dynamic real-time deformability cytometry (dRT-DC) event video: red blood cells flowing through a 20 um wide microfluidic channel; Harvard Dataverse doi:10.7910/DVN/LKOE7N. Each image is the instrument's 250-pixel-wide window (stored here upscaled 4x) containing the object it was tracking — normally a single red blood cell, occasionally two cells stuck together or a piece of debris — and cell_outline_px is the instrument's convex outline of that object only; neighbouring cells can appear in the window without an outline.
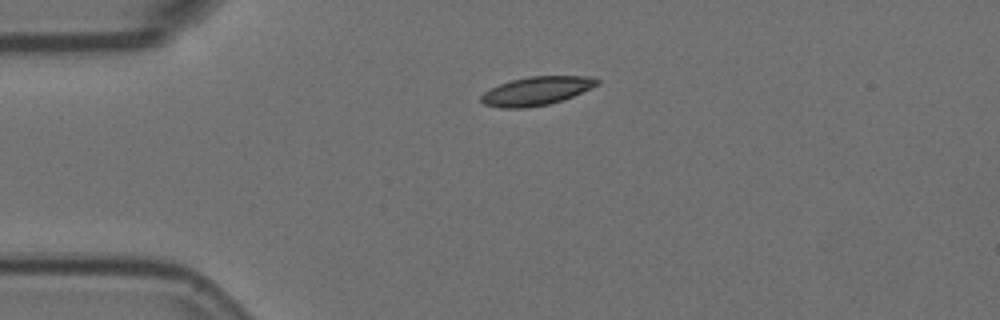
{"species": "Egyptian fruit bat (a non-hibernating species)", "species_latin": "Rousettus aegyptiacus", "temperature_condition": "room temperature", "stored_images_in_passage": 3, "camera_frame_rate_fps": 3000, "um_per_image_px": 0.085, "animal": {"sex": "female"}, "frame": {"image": 1, "passage_image": 1, "time_ms": 0.0, "image_size_px": [1000, 320], "cell_outline_px": [[600, 84], [564, 100], [548, 104], [524, 108], [500, 108], [484, 104], [480, 100], [480, 96], [484, 92], [500, 84], [512, 80], [528, 76], [592, 76], [600, 80]], "centroid_in_image_um": [45.63, 7.73], "position_along_channel_um": 39.4, "area_um2": 19.36}}
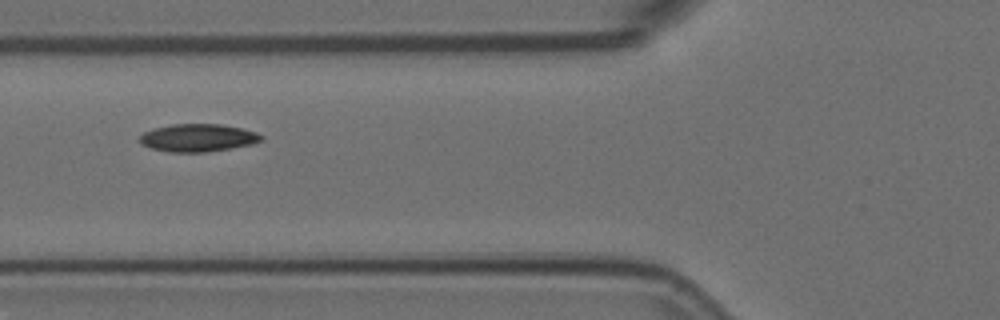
{"frame": {"image": 2, "passage_image": 3, "time_ms": 0.667, "image_size_px": [1000, 320], "cell_outline_px": [[264, 136], [260, 140], [252, 144], [232, 148], [208, 152], [168, 152], [152, 148], [140, 144], [140, 136], [144, 132], [156, 128], [172, 124], [220, 124], [240, 128], [256, 132]], "centroid_in_image_um": [16.82, 11.72], "position_along_channel_um": 109.0, "area_um2": 19.54}}